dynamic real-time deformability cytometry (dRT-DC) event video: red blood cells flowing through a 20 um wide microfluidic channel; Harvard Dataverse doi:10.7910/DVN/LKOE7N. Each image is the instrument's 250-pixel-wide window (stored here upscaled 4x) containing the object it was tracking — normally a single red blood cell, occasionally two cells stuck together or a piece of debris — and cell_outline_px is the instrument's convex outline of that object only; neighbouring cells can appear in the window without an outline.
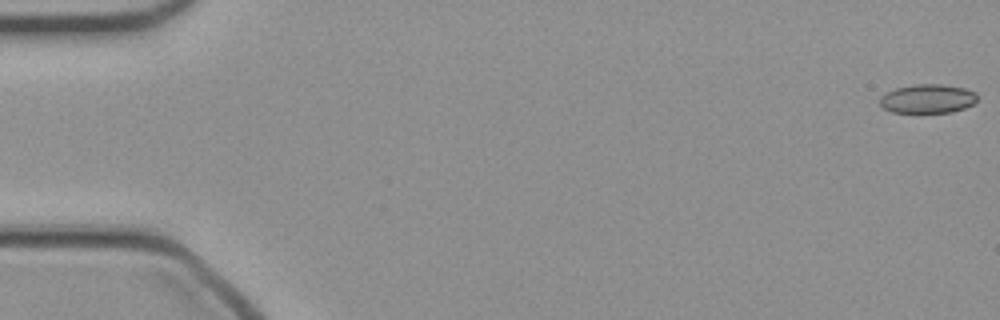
{"species": "common noctule bat (a hibernating species)", "species_latin": "Nyctalus noctula", "temperature_condition": "cold", "stored_images_in_passage": 14, "camera_frame_rate_fps": 3000, "um_per_image_px": 0.085, "animal": {"sex": "female", "body_mass_g": 21.9}, "frame": {"image": 1, "passage_image": 1, "time_ms": 0.0, "image_size_px": [1000, 320], "cell_outline_px": [[976, 100], [972, 104], [964, 108], [952, 112], [892, 112], [884, 108], [880, 104], [880, 96], [884, 92], [896, 88], [916, 84], [940, 84], [964, 88], [976, 92]], "centroid_in_image_um": [78.82, 8.38], "position_along_channel_um": 6.2, "area_um2": 16.36}}
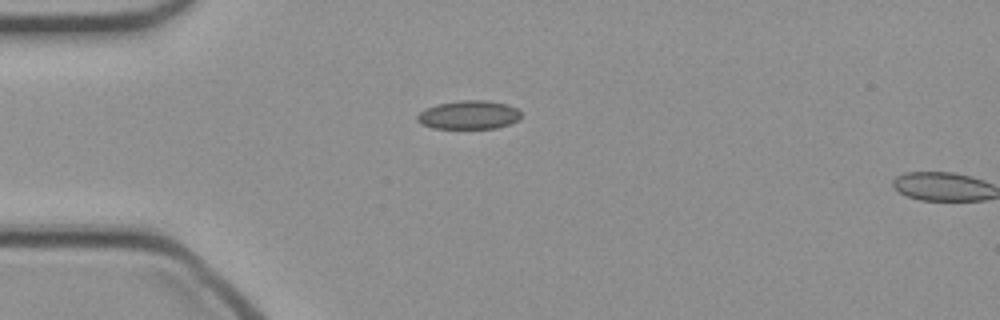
{"frame": {"image": 2, "passage_image": 13, "time_ms": 4.0, "image_size_px": [1000, 320], "cell_outline_px": [[520, 116], [516, 120], [508, 124], [496, 128], [432, 128], [420, 124], [416, 120], [416, 116], [420, 112], [436, 104], [460, 100], [488, 100], [508, 104], [516, 108], [520, 112]], "centroid_in_image_um": [39.82, 9.76], "position_along_channel_um": 45.2, "area_um2": 17.28}}